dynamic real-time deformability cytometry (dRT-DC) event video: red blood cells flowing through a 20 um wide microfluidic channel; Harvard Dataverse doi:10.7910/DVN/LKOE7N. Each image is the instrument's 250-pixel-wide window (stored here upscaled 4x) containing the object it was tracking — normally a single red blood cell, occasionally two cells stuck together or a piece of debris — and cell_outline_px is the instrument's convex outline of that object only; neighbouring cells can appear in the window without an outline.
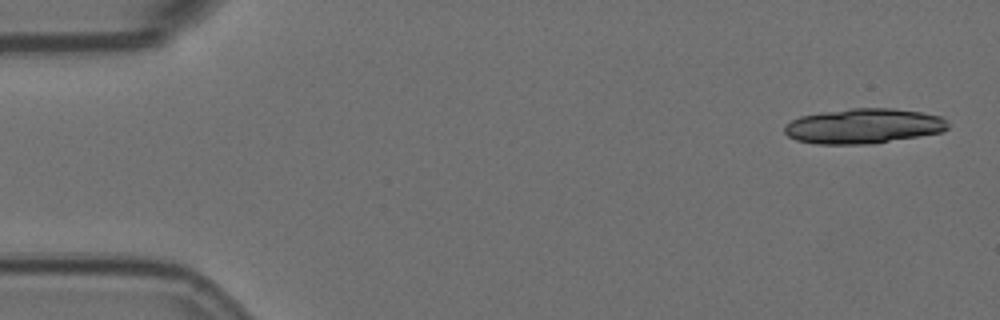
{"species": "Egyptian fruit bat (a non-hibernating species)", "species_latin": "Rousettus aegyptiacus", "temperature_condition": "room temperature", "stored_images_in_passage": 7, "camera_frame_rate_fps": 3000, "um_per_image_px": 0.085, "animal": {"sex": "female"}, "frame": {"image": 1, "passage_image": 1, "time_ms": 0.0, "image_size_px": [1000, 320], "cell_outline_px": [[948, 128], [940, 132], [872, 144], [816, 144], [796, 140], [788, 136], [784, 132], [784, 124], [800, 116], [820, 112], [852, 108], [892, 108], [920, 112], [944, 116], [948, 120]], "centroid_in_image_um": [73.38, 10.71], "position_along_channel_um": 11.6, "area_um2": 33.52}}
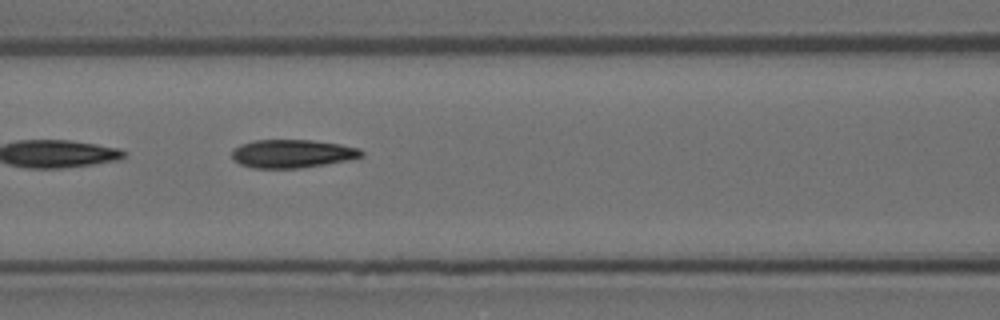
{"frame": {"image": 2, "passage_image": 7, "time_ms": 2.0, "image_size_px": [1000, 320], "cell_outline_px": [[364, 156], [324, 164], [300, 168], [252, 168], [240, 164], [232, 156], [232, 152], [240, 144], [256, 140], [312, 140], [340, 144], [360, 148], [364, 152]], "centroid_in_image_um": [24.85, 13.05], "position_along_channel_um": 141.7, "area_um2": 21.15}}